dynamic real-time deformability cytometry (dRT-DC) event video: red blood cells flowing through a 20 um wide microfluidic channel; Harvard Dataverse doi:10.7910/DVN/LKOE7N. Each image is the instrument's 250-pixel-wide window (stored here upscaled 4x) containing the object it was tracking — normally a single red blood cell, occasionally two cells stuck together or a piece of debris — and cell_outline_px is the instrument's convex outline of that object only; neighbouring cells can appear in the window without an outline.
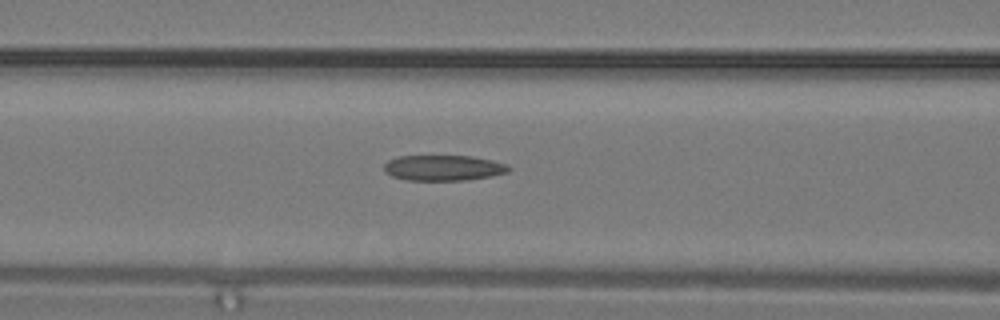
{"species": "common noctule bat (a hibernating species)", "species_latin": "Nyctalus noctula", "temperature_condition": "warm", "stored_images_in_passage": 6, "camera_frame_rate_fps": 3000, "um_per_image_px": 0.085, "animal": {"sex": "male", "body_mass_g": 19.2, "forearm_length_mm": 51.8}, "frame": {"image": 1, "passage_image": 5, "time_ms": 1.333, "image_size_px": [1000, 320], "cell_outline_px": [[512, 168], [508, 172], [492, 176], [468, 180], [408, 180], [392, 176], [384, 172], [384, 164], [388, 160], [400, 156], [472, 156], [492, 160], [504, 164]], "centroid_in_image_um": [37.69, 14.27], "position_along_channel_um": 128.9, "area_um2": 18.55}}